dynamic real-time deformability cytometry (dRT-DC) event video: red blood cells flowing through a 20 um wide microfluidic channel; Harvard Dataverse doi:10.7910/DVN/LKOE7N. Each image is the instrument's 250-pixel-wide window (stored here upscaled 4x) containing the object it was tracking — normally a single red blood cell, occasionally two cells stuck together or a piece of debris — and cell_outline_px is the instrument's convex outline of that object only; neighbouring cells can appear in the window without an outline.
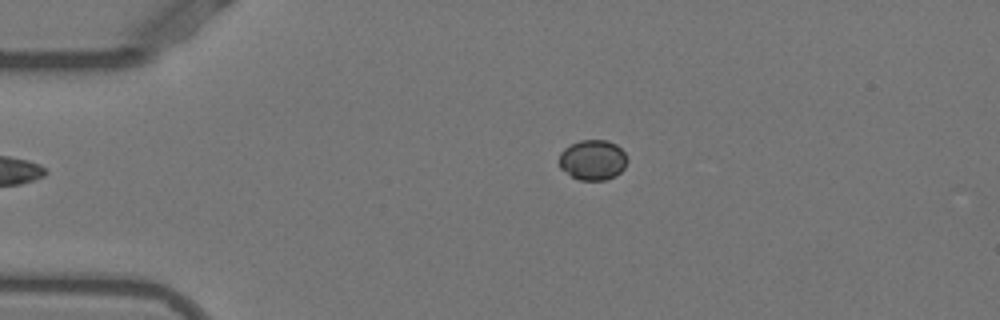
{"species": "Egyptian fruit bat (a non-hibernating species)", "species_latin": "Rousettus aegyptiacus", "temperature_condition": "warm", "stored_images_in_passage": 42, "camera_frame_rate_fps": 3000, "um_per_image_px": 0.085, "animal": {"sex": "female"}, "frame": {"image": 1, "passage_image": 1, "time_ms": 0.0, "image_size_px": [1000, 320], "cell_outline_px": [[628, 160], [624, 168], [616, 176], [604, 180], [580, 180], [572, 176], [560, 168], [560, 152], [564, 148], [580, 140], [608, 140], [616, 144], [624, 152]], "centroid_in_image_um": [50.4, 13.59], "position_along_channel_um": 34.6, "area_um2": 15.95}}
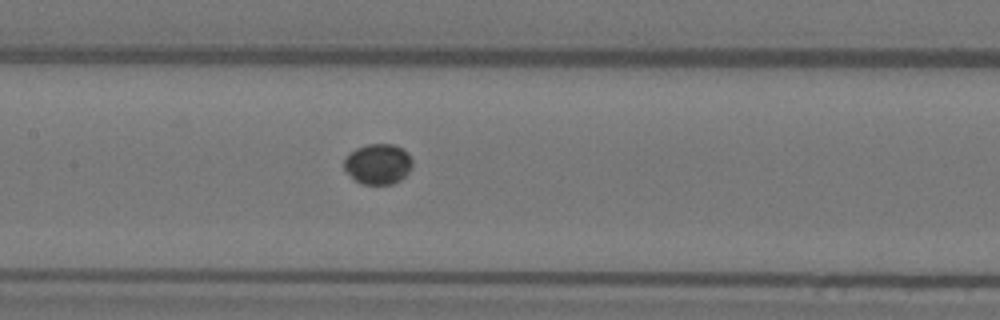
{"frame": {"image": 2, "passage_image": 15, "time_ms": 4.667, "image_size_px": [1000, 320], "cell_outline_px": [[412, 164], [408, 172], [400, 180], [392, 184], [364, 184], [356, 180], [344, 168], [344, 160], [356, 148], [368, 144], [392, 144], [408, 152], [412, 160]], "centroid_in_image_um": [32.15, 13.93], "position_along_channel_um": 175.2, "area_um2": 15.78}}
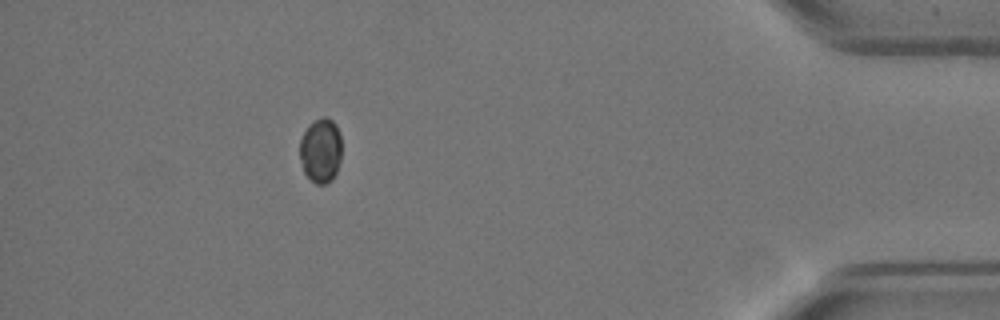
{"frame": {"image": 3, "passage_image": 37, "time_ms": 12.0, "image_size_px": [1000, 320], "cell_outline_px": [[340, 160], [336, 172], [332, 180], [324, 184], [316, 184], [304, 172], [300, 156], [300, 140], [308, 124], [324, 116], [328, 116], [336, 124], [340, 132]], "centroid_in_image_um": [27.26, 12.76], "position_along_channel_um": 407.9, "area_um2": 15.72}}